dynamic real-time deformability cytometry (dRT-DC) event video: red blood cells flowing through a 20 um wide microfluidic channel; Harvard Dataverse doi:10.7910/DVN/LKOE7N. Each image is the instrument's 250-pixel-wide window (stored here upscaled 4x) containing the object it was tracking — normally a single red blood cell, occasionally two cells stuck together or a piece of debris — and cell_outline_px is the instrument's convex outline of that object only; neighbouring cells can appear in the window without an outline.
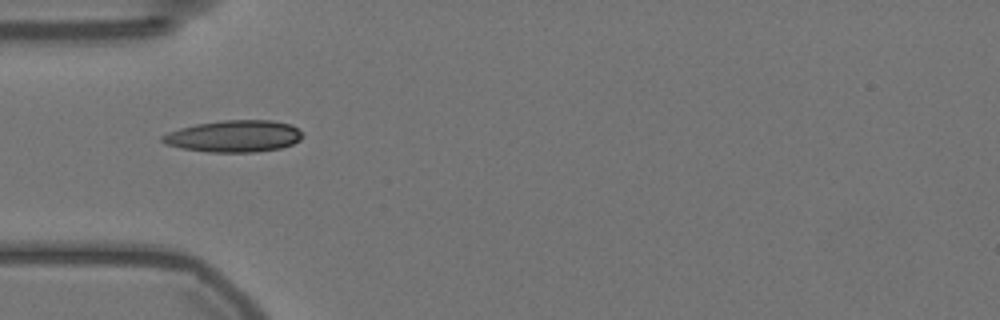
{"species": "Egyptian fruit bat (a non-hibernating species)", "species_latin": "Rousettus aegyptiacus", "temperature_condition": "warm", "stored_images_in_passage": 17, "camera_frame_rate_fps": 3000, "um_per_image_px": 0.085, "animal": {"sex": "female"}, "frame": {"image": 1, "passage_image": 1, "time_ms": 0.0, "image_size_px": [1000, 320], "cell_outline_px": [[300, 140], [292, 144], [280, 148], [252, 152], [208, 152], [180, 148], [164, 144], [160, 140], [160, 136], [168, 132], [180, 128], [196, 124], [224, 120], [272, 120], [292, 124], [300, 132]], "centroid_in_image_um": [19.84, 11.57], "position_along_channel_um": 65.2, "area_um2": 25.95}}
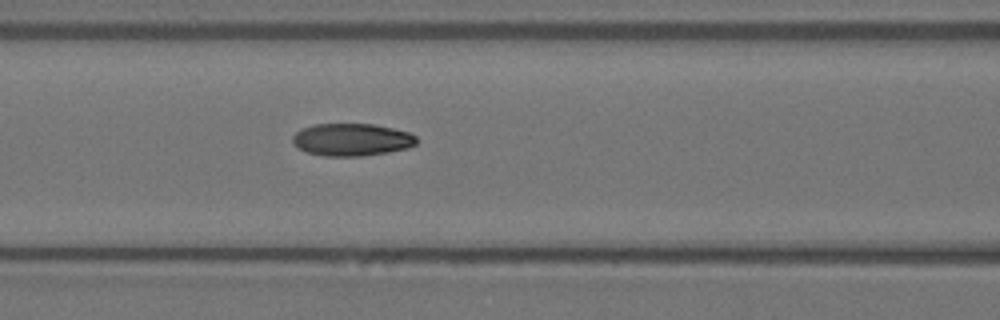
{"frame": {"image": 2, "passage_image": 7, "time_ms": 2.0, "image_size_px": [1000, 320], "cell_outline_px": [[416, 144], [408, 148], [388, 152], [360, 156], [324, 156], [308, 152], [300, 148], [292, 140], [292, 136], [300, 128], [316, 124], [372, 124], [392, 128], [408, 132], [416, 136]], "centroid_in_image_um": [29.9, 11.86], "position_along_channel_um": 136.7, "area_um2": 23.29}}
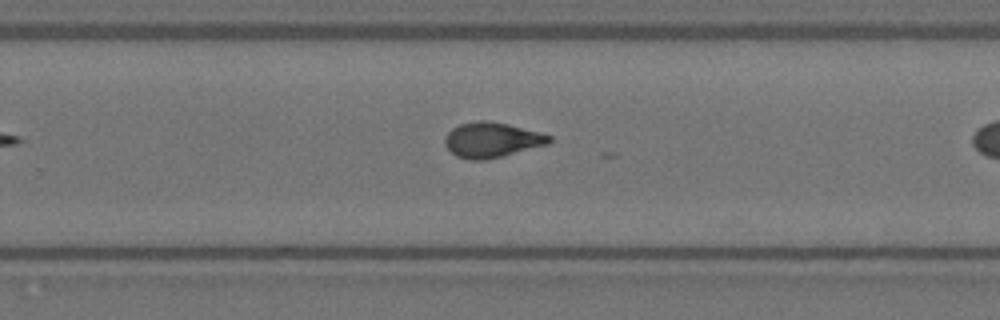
{"frame": {"image": 3, "passage_image": 16, "time_ms": 5.0, "image_size_px": [1000, 320], "cell_outline_px": [[552, 140], [548, 144], [488, 160], [472, 160], [456, 156], [444, 144], [444, 136], [452, 128], [460, 124], [476, 120], [484, 120], [508, 124], [540, 132], [552, 136]], "centroid_in_image_um": [41.79, 11.89], "position_along_channel_um": 288.0, "area_um2": 21.44}}